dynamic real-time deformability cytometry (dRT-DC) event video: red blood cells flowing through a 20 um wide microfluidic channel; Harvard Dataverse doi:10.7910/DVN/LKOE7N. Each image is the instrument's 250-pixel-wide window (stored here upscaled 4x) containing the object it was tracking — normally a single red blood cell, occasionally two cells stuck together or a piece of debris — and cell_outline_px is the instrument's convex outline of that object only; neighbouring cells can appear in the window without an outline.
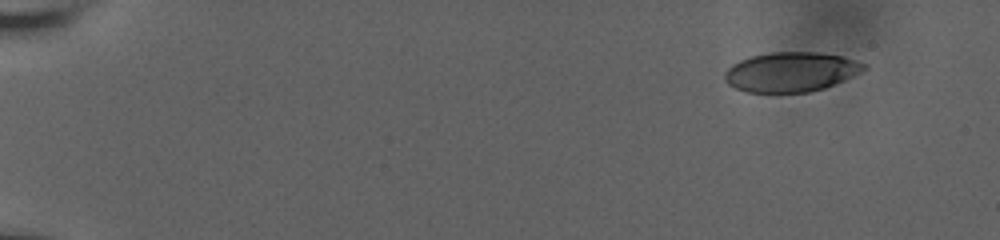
{"species": "human", "species_latin": "Homo sapiens", "temperature_condition": "room temperature", "stored_images_in_passage": 8, "camera_frame_rate_fps": 3000, "um_per_image_px": 0.085, "donor": {"sex": "male"}, "frame": {"image": 1, "passage_image": 1, "time_ms": 0.0, "image_size_px": [1000, 240], "cell_outline_px": [[868, 68], [844, 80], [824, 88], [808, 92], [748, 92], [736, 88], [728, 84], [724, 80], [724, 72], [732, 64], [740, 60], [752, 56], [772, 52], [816, 52], [840, 56], [856, 60], [868, 64]], "centroid_in_image_um": [67.23, 6.11], "position_along_channel_um": 17.8, "area_um2": 32.08}}
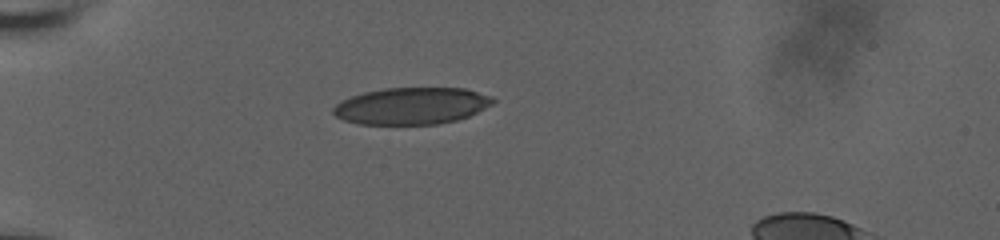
{"frame": {"image": 2, "passage_image": 6, "time_ms": 1.667, "image_size_px": [1000, 240], "cell_outline_px": [[496, 100], [492, 104], [468, 116], [456, 120], [436, 124], [360, 124], [344, 120], [336, 116], [332, 112], [332, 108], [340, 100], [364, 92], [384, 88], [464, 88], [492, 96]], "centroid_in_image_um": [34.96, 8.99], "position_along_channel_um": 50.0, "area_um2": 34.22}}
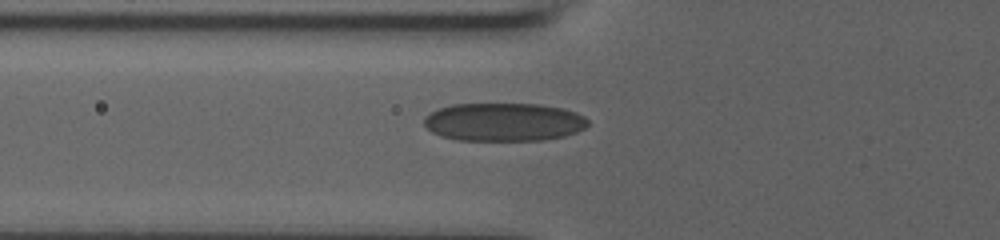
{"frame": {"image": 3, "passage_image": 8, "time_ms": 2.333, "image_size_px": [1000, 240], "cell_outline_px": [[588, 124], [584, 128], [576, 132], [564, 136], [544, 140], [456, 140], [440, 136], [432, 132], [424, 124], [424, 116], [440, 108], [452, 104], [540, 104], [564, 108], [576, 112], [584, 116], [588, 120]], "centroid_in_image_um": [42.83, 10.37], "position_along_channel_um": 83.0, "area_um2": 36.65}}